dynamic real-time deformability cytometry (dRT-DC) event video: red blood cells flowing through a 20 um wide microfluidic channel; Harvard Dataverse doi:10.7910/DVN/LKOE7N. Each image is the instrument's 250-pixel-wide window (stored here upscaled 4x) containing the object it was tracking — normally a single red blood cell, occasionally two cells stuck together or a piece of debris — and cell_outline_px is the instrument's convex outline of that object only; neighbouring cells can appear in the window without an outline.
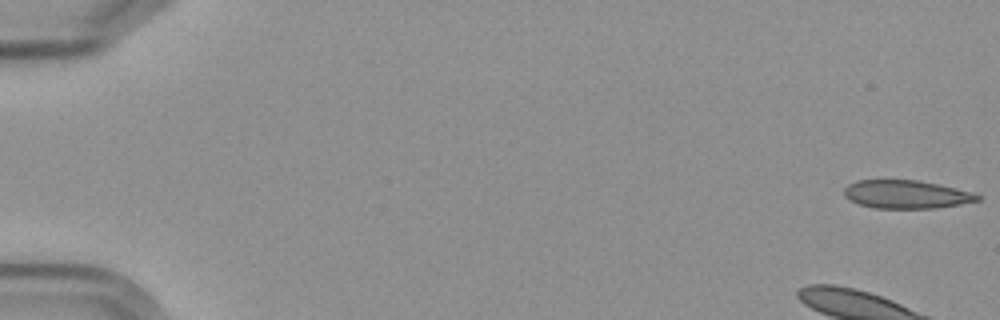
{"species": "Egyptian fruit bat (a non-hibernating species)", "species_latin": "Rousettus aegyptiacus", "temperature_condition": "cold", "stored_images_in_passage": 6, "camera_frame_rate_fps": 3000, "um_per_image_px": 0.085, "frame": {"image": 1, "passage_image": 1, "time_ms": 0.0, "image_size_px": [1000, 320], "cell_outline_px": [[980, 200], [960, 204], [936, 208], [876, 208], [860, 204], [844, 196], [844, 188], [848, 184], [856, 180], [920, 180], [940, 184], [972, 192], [980, 196]], "centroid_in_image_um": [77.04, 16.51], "position_along_channel_um": 8.0, "area_um2": 21.91}}